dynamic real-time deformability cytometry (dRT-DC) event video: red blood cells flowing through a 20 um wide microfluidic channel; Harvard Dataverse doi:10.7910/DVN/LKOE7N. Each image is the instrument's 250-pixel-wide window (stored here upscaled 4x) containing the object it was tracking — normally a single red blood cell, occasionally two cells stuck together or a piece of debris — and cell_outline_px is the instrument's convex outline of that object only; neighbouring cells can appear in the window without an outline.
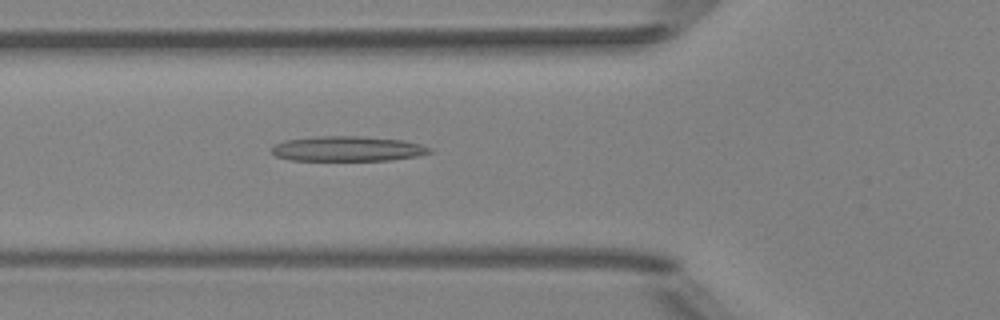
{"species": "Egyptian fruit bat (a non-hibernating species)", "species_latin": "Rousettus aegyptiacus", "temperature_condition": "room temperature", "stored_images_in_passage": 36, "camera_frame_rate_fps": 3000, "um_per_image_px": 0.085, "animal": {"sex": "female"}, "frame": {"image": 1, "passage_image": 4, "time_ms": 1.0, "image_size_px": [1000, 320], "cell_outline_px": [[432, 152], [416, 156], [388, 160], [288, 160], [276, 156], [272, 152], [272, 148], [276, 144], [284, 140], [316, 136], [360, 136], [404, 140], [420, 144], [432, 148]], "centroid_in_image_um": [29.54, 12.64], "position_along_channel_um": 96.3, "area_um2": 23.0}}
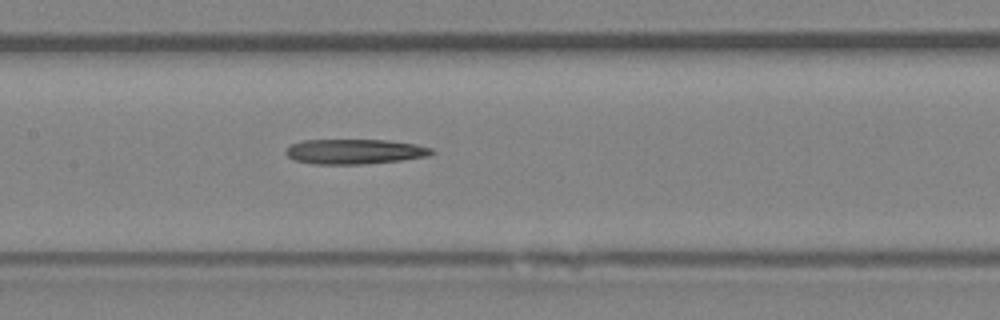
{"frame": {"image": 2, "passage_image": 10, "time_ms": 3.0, "image_size_px": [1000, 320], "cell_outline_px": [[436, 152], [428, 156], [400, 160], [364, 164], [312, 164], [296, 160], [288, 156], [284, 152], [292, 144], [304, 140], [388, 140], [416, 144], [432, 148]], "centroid_in_image_um": [30.18, 12.88], "position_along_channel_um": 177.2, "area_um2": 21.15}}
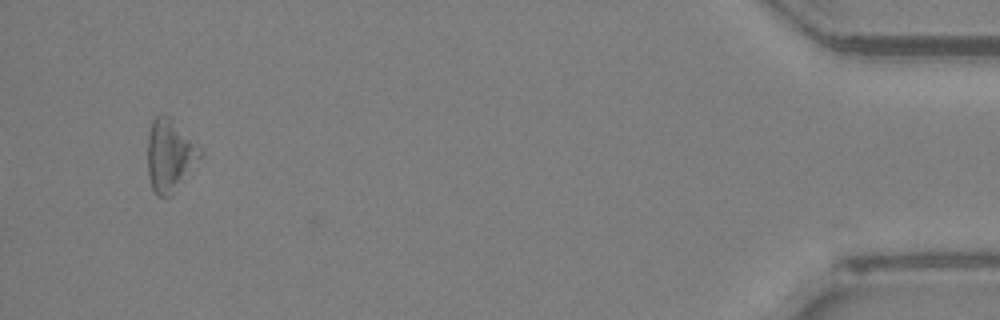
{"frame": {"image": 3, "passage_image": 34, "time_ms": 11.0, "image_size_px": [1000, 320], "cell_outline_px": [[204, 156], [172, 196], [156, 196], [152, 188], [148, 176], [148, 132], [152, 120], [160, 112], [164, 112], [204, 152]], "centroid_in_image_um": [14.44, 13.23], "position_along_channel_um": 420.8, "area_um2": 22.43}}